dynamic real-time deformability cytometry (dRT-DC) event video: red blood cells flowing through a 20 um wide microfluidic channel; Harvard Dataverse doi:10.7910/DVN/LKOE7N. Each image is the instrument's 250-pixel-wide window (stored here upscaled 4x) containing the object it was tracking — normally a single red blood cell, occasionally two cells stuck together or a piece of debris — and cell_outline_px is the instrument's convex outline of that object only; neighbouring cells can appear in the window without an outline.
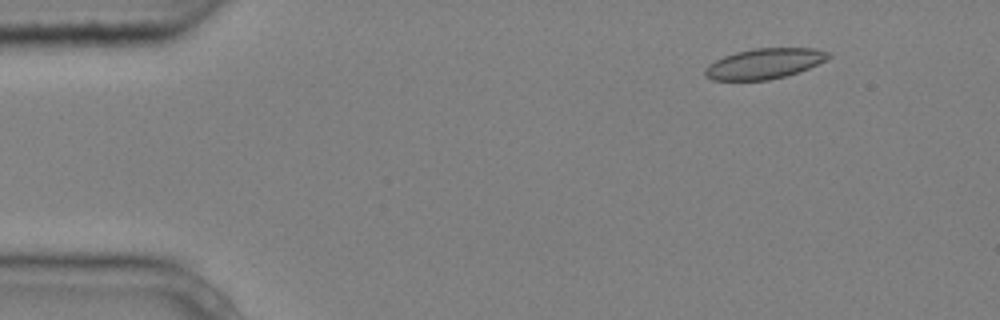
{"species": "common noctule bat (a hibernating species)", "species_latin": "Nyctalus noctula", "temperature_condition": "cold", "stored_images_in_passage": 2, "camera_frame_rate_fps": 3000, "um_per_image_px": 0.085, "animal": {"sex": "male", "body_mass_g": 20.4}, "frame": {"image": 1, "passage_image": 2, "time_ms": 0.333, "image_size_px": [1000, 320], "cell_outline_px": [[832, 56], [800, 72], [768, 80], [712, 80], [704, 76], [704, 68], [708, 64], [724, 56], [736, 52], [752, 48], [816, 48], [832, 52]], "centroid_in_image_um": [64.96, 5.4], "position_along_channel_um": 20.0, "area_um2": 21.96}}